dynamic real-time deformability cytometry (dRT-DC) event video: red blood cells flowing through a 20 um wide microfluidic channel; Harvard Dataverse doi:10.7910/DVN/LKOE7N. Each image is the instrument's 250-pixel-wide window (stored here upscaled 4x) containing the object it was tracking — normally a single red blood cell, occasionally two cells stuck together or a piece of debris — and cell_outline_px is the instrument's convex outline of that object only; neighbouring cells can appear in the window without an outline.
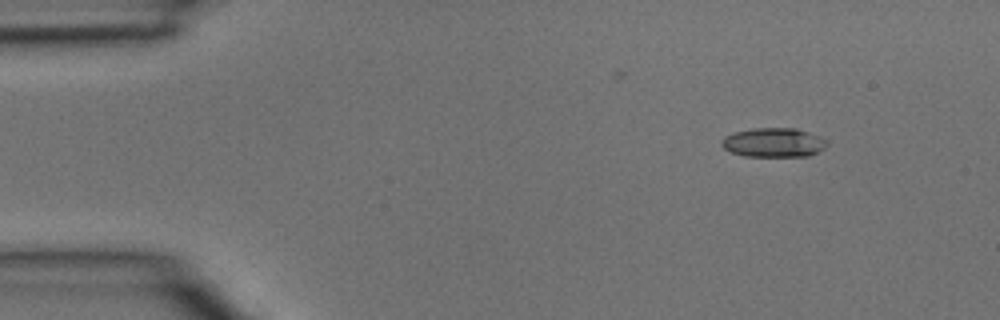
{"species": "common noctule bat (a hibernating species)", "species_latin": "Nyctalus noctula", "temperature_condition": "room temperature", "stored_images_in_passage": 3, "camera_frame_rate_fps": 3000, "um_per_image_px": 0.085, "animal": {"sex": "male", "body_mass_g": 15.6}, "frame": {"image": 1, "passage_image": 1, "time_ms": 0.0, "image_size_px": [1000, 320], "cell_outline_px": [[828, 144], [824, 148], [808, 156], [744, 156], [732, 152], [724, 148], [720, 144], [720, 140], [724, 136], [736, 132], [752, 128], [796, 128], [808, 132], [828, 140]], "centroid_in_image_um": [65.74, 12.11], "position_along_channel_um": 19.3, "area_um2": 17.92}}
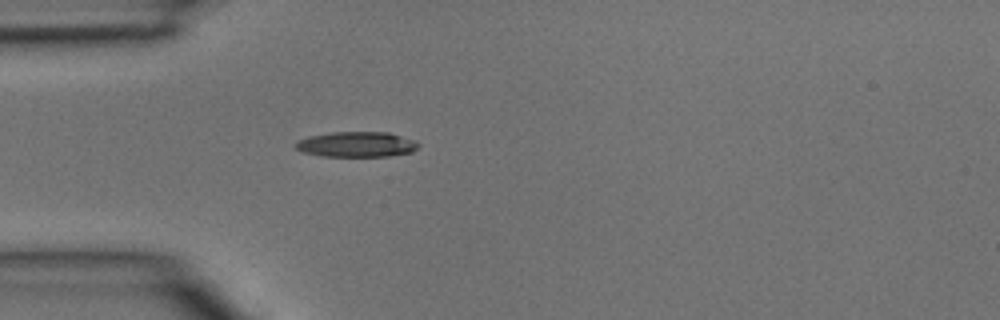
{"frame": {"image": 2, "passage_image": 3, "time_ms": 0.667, "image_size_px": [1000, 320], "cell_outline_px": [[420, 144], [412, 152], [388, 156], [320, 156], [304, 152], [296, 148], [296, 144], [300, 140], [308, 136], [332, 132], [388, 132], [416, 140]], "centroid_in_image_um": [30.35, 12.27], "position_along_channel_um": 54.7, "area_um2": 18.03}}